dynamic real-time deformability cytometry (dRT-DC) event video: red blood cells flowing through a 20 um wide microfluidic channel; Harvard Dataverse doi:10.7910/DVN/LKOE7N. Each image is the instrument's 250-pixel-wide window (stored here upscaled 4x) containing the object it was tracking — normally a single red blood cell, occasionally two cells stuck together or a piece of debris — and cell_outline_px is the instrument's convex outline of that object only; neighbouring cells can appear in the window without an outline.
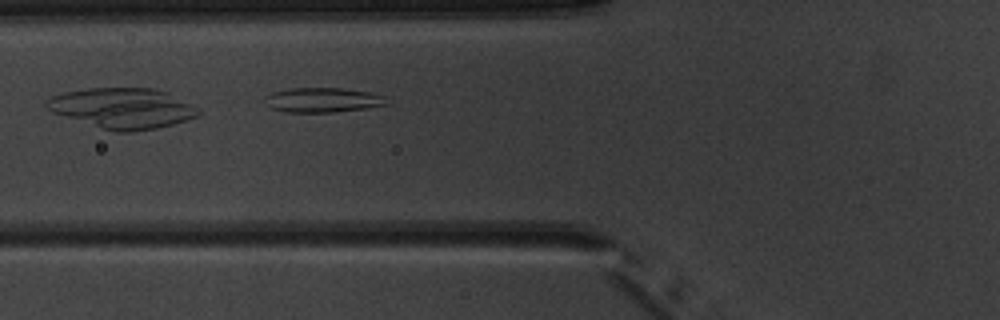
{"species": "common noctule bat (a hibernating species)", "species_latin": "Nyctalus noctula", "temperature_condition": "warm", "stored_images_in_passage": 2, "camera_frame_rate_fps": 3000, "um_per_image_px": 0.085, "animal": {"sex": "male", "body_mass_g": 20.1, "forearm_length_mm": 53.5}, "frame": {"image": 1, "passage_image": 2, "time_ms": 1.333, "image_size_px": [1000, 320], "cell_outline_px": [[388, 104], [364, 108], [332, 112], [288, 112], [272, 108], [264, 96], [272, 92], [292, 88], [340, 88], [368, 92], [384, 96]], "centroid_in_image_um": [27.43, 8.49], "position_along_channel_um": 98.4, "area_um2": 17.11}}